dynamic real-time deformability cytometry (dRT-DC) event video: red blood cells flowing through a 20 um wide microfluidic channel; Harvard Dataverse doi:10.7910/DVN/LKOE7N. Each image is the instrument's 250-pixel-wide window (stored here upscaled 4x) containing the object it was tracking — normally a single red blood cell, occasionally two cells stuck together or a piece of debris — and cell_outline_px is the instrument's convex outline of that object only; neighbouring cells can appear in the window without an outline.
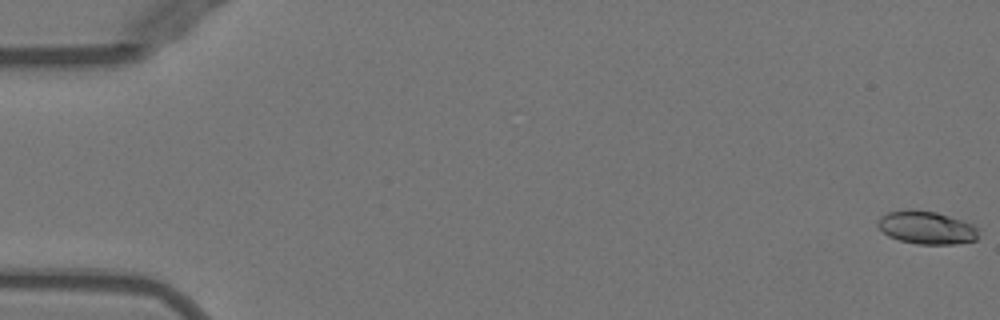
{"species": "Egyptian fruit bat (a non-hibernating species)", "species_latin": "Rousettus aegyptiacus", "temperature_condition": "warm", "stored_images_in_passage": 53, "camera_frame_rate_fps": 3000, "um_per_image_px": 0.085, "animal": {"sex": "female"}, "frame": {"image": 1, "passage_image": 1, "time_ms": 0.0, "image_size_px": [1000, 320], "cell_outline_px": [[980, 228], [976, 240], [956, 244], [916, 244], [900, 240], [888, 236], [876, 224], [880, 216], [888, 212], [908, 208], [936, 212], [964, 220]], "centroid_in_image_um": [78.77, 19.33], "position_along_channel_um": 6.2, "area_um2": 19.65}}
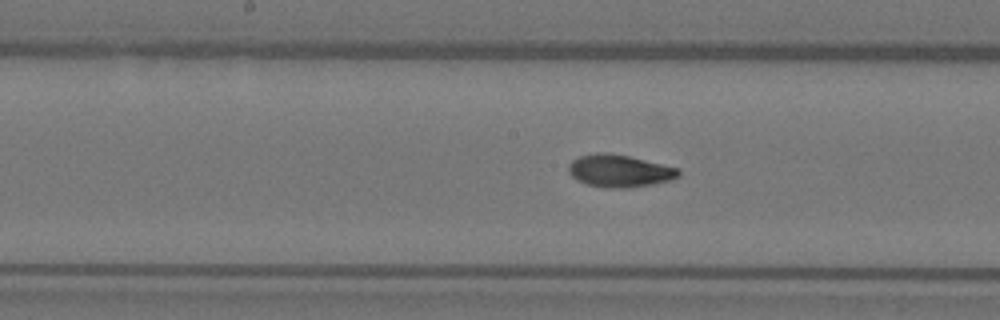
{"frame": {"image": 2, "passage_image": 27, "time_ms": 8.667, "image_size_px": [1000, 320], "cell_outline_px": [[680, 176], [668, 180], [652, 184], [628, 188], [608, 188], [588, 184], [576, 180], [568, 172], [568, 164], [572, 160], [580, 156], [596, 152], [604, 152], [628, 156], [680, 168]], "centroid_in_image_um": [52.64, 14.52], "position_along_channel_um": 195.6, "area_um2": 20.75}}
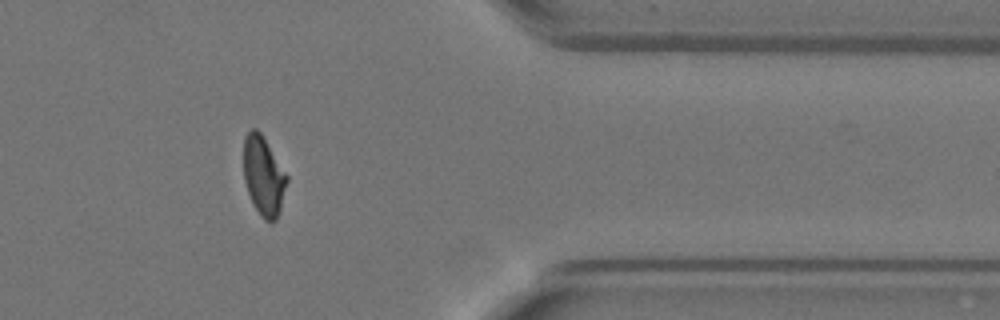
{"frame": {"image": 3, "passage_image": 43, "time_ms": 14.0, "image_size_px": [1000, 320], "cell_outline_px": [[288, 180], [280, 208], [276, 220], [264, 220], [252, 204], [244, 180], [244, 136], [252, 128], [256, 128], [264, 136], [288, 176]], "centroid_in_image_um": [22.4, 14.92], "position_along_channel_um": 389.0, "area_um2": 19.94}, "authors_computed_cell_mechanics": {"area_um2": 19.8832, "velocity_mm_per_s": 3.9827, "shape_relaxation_time_tau1_ms": 5.4639, "shape_relaxation_time_tau2_ms": 1.4212, "deformation_change_tau1": 0.1953, "deformation_change_tau2": 0.0614}}